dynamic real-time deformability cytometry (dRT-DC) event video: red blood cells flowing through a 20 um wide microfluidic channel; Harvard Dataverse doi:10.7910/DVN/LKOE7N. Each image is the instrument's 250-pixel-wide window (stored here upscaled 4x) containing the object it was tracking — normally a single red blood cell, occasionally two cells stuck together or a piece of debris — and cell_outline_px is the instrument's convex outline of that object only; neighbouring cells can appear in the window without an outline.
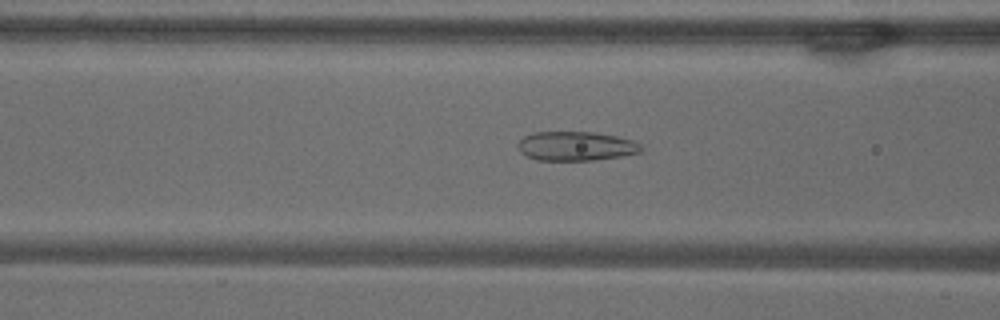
{"species": "common noctule bat (a hibernating species)", "species_latin": "Nyctalus noctula", "temperature_condition": "warm", "stored_images_in_passage": 53, "camera_frame_rate_fps": 3000, "um_per_image_px": 0.085, "animal": {"sex": "male", "body_mass_g": 18.8}, "frame": {"image": 1, "passage_image": 22, "time_ms": 7.0, "image_size_px": [1000, 320], "cell_outline_px": [[644, 148], [640, 152], [620, 156], [592, 160], [536, 160], [524, 156], [516, 148], [516, 144], [524, 136], [532, 132], [596, 132], [616, 136], [632, 140], [640, 144]], "centroid_in_image_um": [48.9, 12.42], "position_along_channel_um": 117.7, "area_um2": 21.15}}
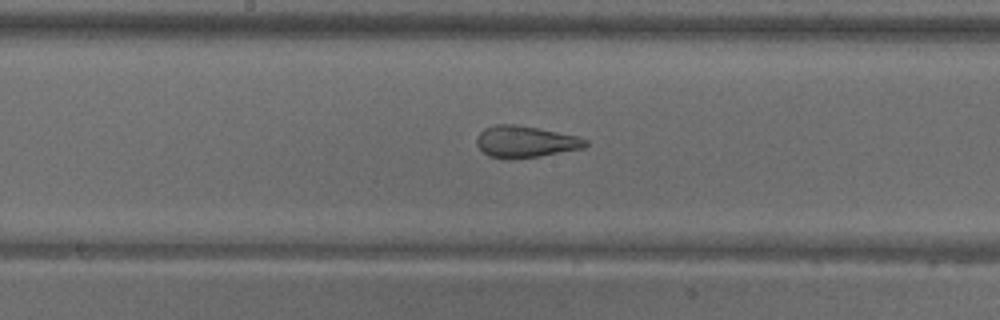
{"frame": {"image": 2, "passage_image": 29, "time_ms": 9.333, "image_size_px": [1000, 320], "cell_outline_px": [[588, 144], [584, 148], [540, 156], [508, 160], [504, 160], [488, 156], [476, 144], [476, 136], [484, 128], [496, 124], [516, 124], [576, 136], [588, 140]], "centroid_in_image_um": [44.61, 12.06], "position_along_channel_um": 203.6, "area_um2": 20.17}}
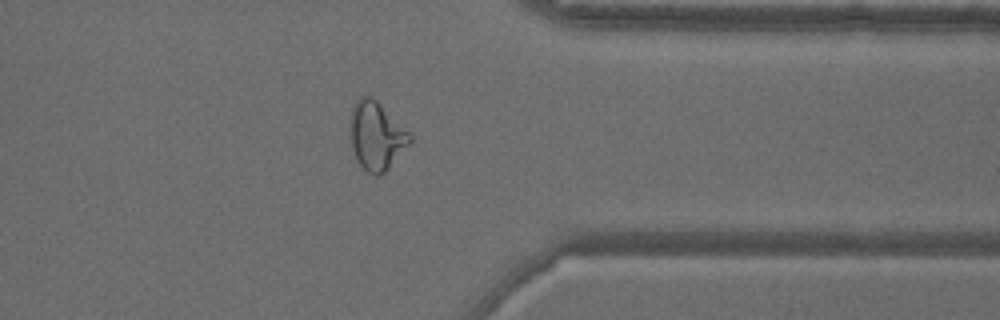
{"frame": {"image": 3, "passage_image": 44, "time_ms": 14.333, "image_size_px": [1000, 320], "cell_outline_px": [[412, 140], [388, 168], [380, 176], [376, 176], [368, 172], [356, 160], [352, 148], [348, 124], [352, 108], [356, 100], [360, 96], [372, 96], [412, 136]], "centroid_in_image_um": [31.94, 11.53], "position_along_channel_um": 379.5, "area_um2": 23.52}, "authors_computed_cell_mechanics": {"area_um2": 23.5246, "velocity_mm_per_s": 3.6653, "shape_relaxation_time_tau1_ms": null, "shape_relaxation_time_tau2_ms": 1.2143, "deformation_change_tau1": null, "deformation_change_tau2": 0.0924}}